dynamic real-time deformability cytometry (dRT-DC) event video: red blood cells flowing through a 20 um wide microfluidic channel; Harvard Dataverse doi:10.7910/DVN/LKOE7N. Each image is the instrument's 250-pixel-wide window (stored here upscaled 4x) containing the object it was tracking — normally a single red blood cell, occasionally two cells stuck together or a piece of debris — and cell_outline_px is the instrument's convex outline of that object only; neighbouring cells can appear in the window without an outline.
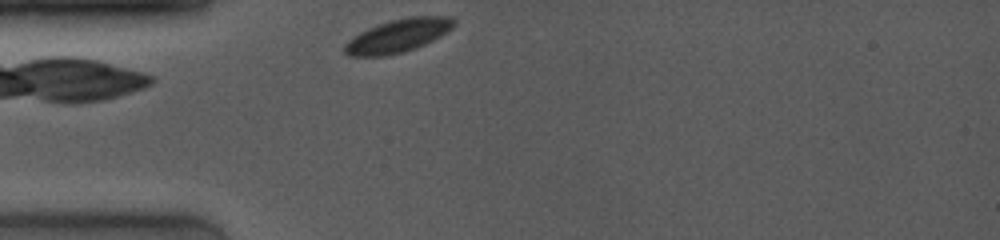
{"species": "common noctule bat (a hibernating species)", "species_latin": "Nyctalus noctula", "temperature_condition": "room temperature", "stored_images_in_passage": 37, "camera_frame_rate_fps": 4000, "um_per_image_px": 0.085, "animal": {"sex": "female", "body_mass_g": 19.0, "forearm_length_mm": 53.3}, "frame": {"image": 1, "passage_image": 1, "time_ms": 0.0, "image_size_px": [1000, 240], "cell_outline_px": [[456, 24], [452, 28], [440, 36], [416, 48], [384, 56], [348, 56], [344, 52], [344, 44], [352, 36], [368, 28], [392, 20], [408, 16], [452, 16], [456, 20]], "centroid_in_image_um": [33.83, 3.03], "position_along_channel_um": 51.2, "area_um2": 21.1}}
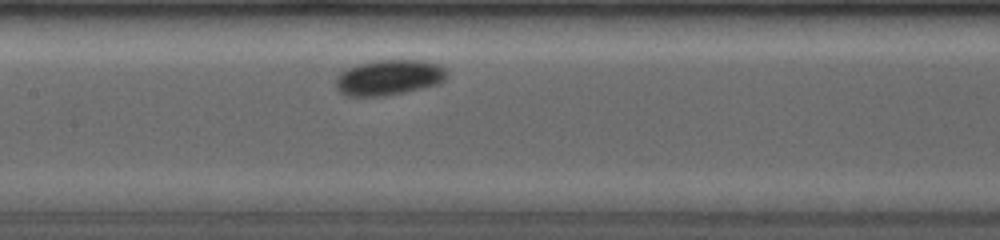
{"frame": {"image": 2, "passage_image": 12, "time_ms": 3.5, "image_size_px": [1000, 240], "cell_outline_px": [[448, 72], [444, 80], [440, 84], [404, 92], [384, 96], [344, 96], [336, 88], [336, 76], [340, 72], [356, 64], [372, 60], [424, 60], [440, 64], [448, 68]], "centroid_in_image_um": [33.08, 6.57], "position_along_channel_um": 174.3, "area_um2": 23.41}}
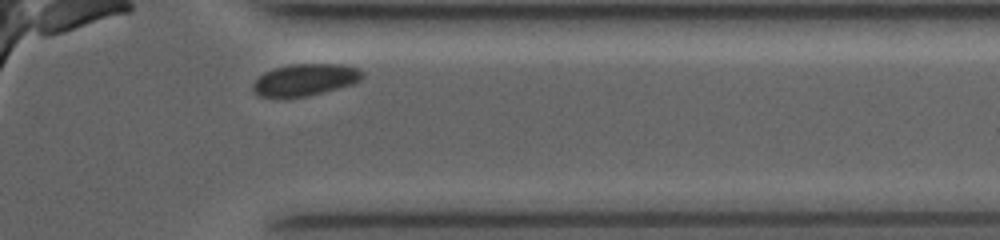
{"frame": {"image": 3, "passage_image": 35, "time_ms": 9.0, "image_size_px": [1000, 240], "cell_outline_px": [[364, 76], [360, 80], [352, 84], [308, 96], [260, 96], [252, 88], [252, 84], [264, 72], [276, 68], [292, 64], [344, 64], [360, 68], [364, 72]], "centroid_in_image_um": [26.0, 6.75], "position_along_channel_um": 385.4, "area_um2": 20.06}}